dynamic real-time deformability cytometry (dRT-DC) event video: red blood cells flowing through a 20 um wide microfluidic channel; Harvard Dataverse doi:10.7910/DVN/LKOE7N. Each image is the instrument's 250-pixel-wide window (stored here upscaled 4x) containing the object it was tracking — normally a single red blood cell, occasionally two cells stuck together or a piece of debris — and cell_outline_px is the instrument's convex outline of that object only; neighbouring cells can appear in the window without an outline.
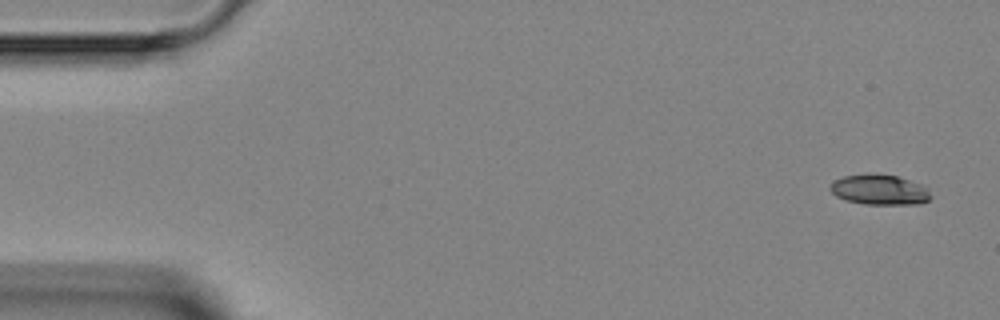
{"species": "Egyptian fruit bat (a non-hibernating species)", "species_latin": "Rousettus aegyptiacus", "temperature_condition": "room temperature", "stored_images_in_passage": 4, "camera_frame_rate_fps": 3000, "um_per_image_px": 0.085, "animal": {"sex": "female"}, "frame": {"image": 1, "passage_image": 1, "time_ms": 0.0, "image_size_px": [1000, 320], "cell_outline_px": [[932, 196], [928, 200], [920, 204], [864, 204], [848, 200], [836, 196], [828, 188], [836, 180], [844, 176], [868, 172], [896, 176], [920, 184]], "centroid_in_image_um": [74.73, 16.12], "position_along_channel_um": 10.3, "area_um2": 17.57}}
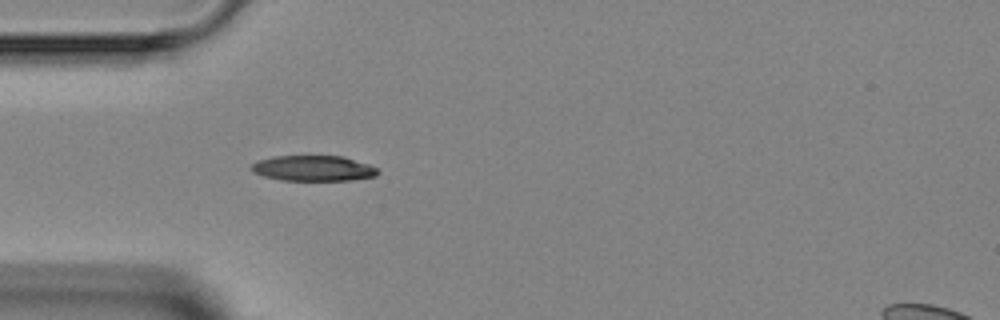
{"frame": {"image": 2, "passage_image": 4, "time_ms": 4.0, "image_size_px": [1000, 320], "cell_outline_px": [[380, 172], [376, 176], [352, 180], [280, 180], [264, 176], [252, 172], [248, 168], [256, 160], [272, 156], [344, 156], [368, 164], [376, 168]], "centroid_in_image_um": [26.59, 14.3], "position_along_channel_um": 58.4, "area_um2": 18.96}}